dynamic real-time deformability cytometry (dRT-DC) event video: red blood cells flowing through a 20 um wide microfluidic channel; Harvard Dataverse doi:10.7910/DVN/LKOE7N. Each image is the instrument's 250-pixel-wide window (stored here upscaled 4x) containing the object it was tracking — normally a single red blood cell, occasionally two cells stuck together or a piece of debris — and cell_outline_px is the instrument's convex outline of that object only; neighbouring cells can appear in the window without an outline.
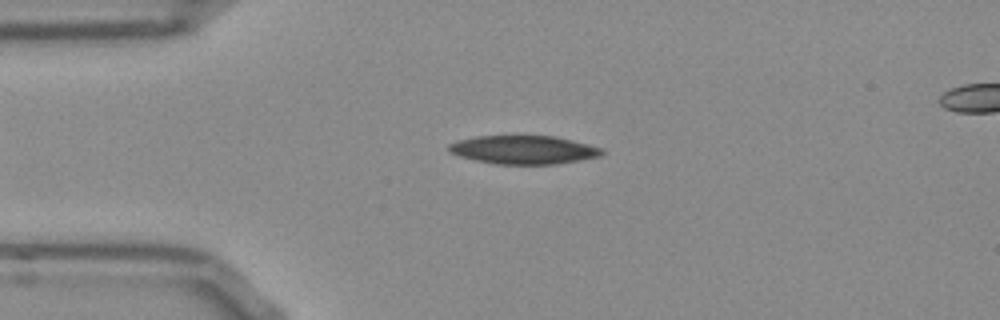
{"species": "Egyptian fruit bat (a non-hibernating species)", "species_latin": "Rousettus aegyptiacus", "temperature_condition": "room temperature", "stored_images_in_passage": 52, "segment_of_instrument_passage": [1, 2], "camera_frame_rate_fps": 3000, "um_per_image_px": 0.085, "frame": {"image": 1, "passage_image": 11, "time_ms": 3.333, "image_size_px": [1000, 320], "cell_outline_px": [[604, 152], [600, 156], [580, 160], [556, 164], [496, 164], [476, 160], [460, 156], [448, 152], [448, 144], [456, 140], [476, 136], [556, 136], [604, 148]], "centroid_in_image_um": [44.5, 12.73], "position_along_channel_um": 40.5, "area_um2": 25.49}}
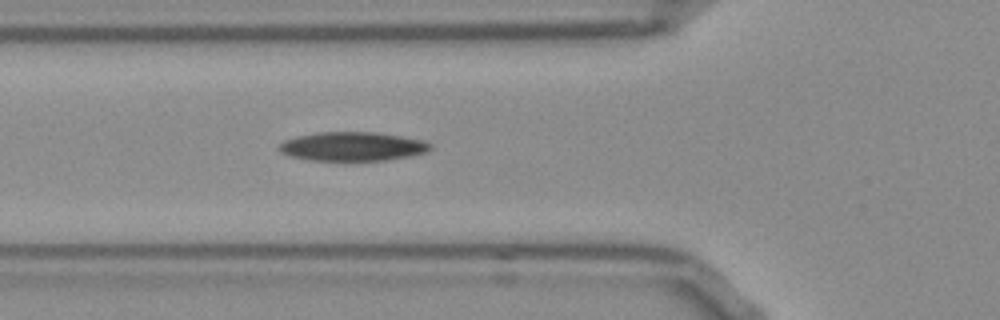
{"frame": {"image": 2, "passage_image": 17, "time_ms": 5.333, "image_size_px": [1000, 320], "cell_outline_px": [[432, 148], [428, 152], [412, 156], [388, 160], [348, 164], [308, 160], [288, 156], [280, 152], [280, 144], [284, 140], [296, 136], [316, 132], [376, 132], [424, 140], [432, 144]], "centroid_in_image_um": [29.97, 12.5], "position_along_channel_um": 95.8, "area_um2": 26.88}}
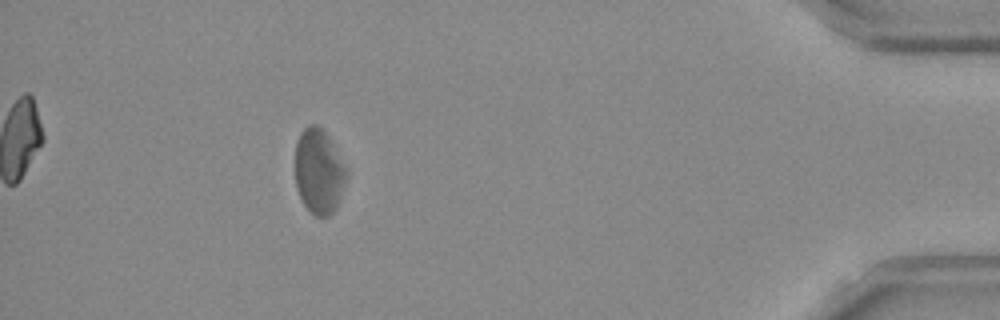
{"frame": {"image": 3, "passage_image": 46, "time_ms": 15.0, "image_size_px": [1000, 320], "cell_outline_px": [[348, 172], [336, 208], [328, 216], [316, 216], [304, 204], [296, 188], [296, 140], [300, 132], [308, 124], [316, 124], [328, 136]], "centroid_in_image_um": [27.09, 14.55], "position_along_channel_um": 408.1, "area_um2": 24.97}}